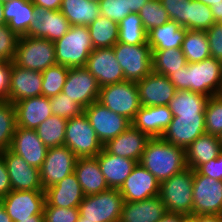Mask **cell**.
Here are the masks:
<instances>
[{"label":"cell","instance_id":"cell-1","mask_svg":"<svg viewBox=\"0 0 222 222\" xmlns=\"http://www.w3.org/2000/svg\"><path fill=\"white\" fill-rule=\"evenodd\" d=\"M176 90H190L208 97L218 95L222 85V62L210 56L198 63H188L168 76Z\"/></svg>","mask_w":222,"mask_h":222},{"label":"cell","instance_id":"cell-2","mask_svg":"<svg viewBox=\"0 0 222 222\" xmlns=\"http://www.w3.org/2000/svg\"><path fill=\"white\" fill-rule=\"evenodd\" d=\"M159 183L187 168L185 150L161 137L150 138L139 161Z\"/></svg>","mask_w":222,"mask_h":222},{"label":"cell","instance_id":"cell-3","mask_svg":"<svg viewBox=\"0 0 222 222\" xmlns=\"http://www.w3.org/2000/svg\"><path fill=\"white\" fill-rule=\"evenodd\" d=\"M54 46L56 63L68 68L85 67L94 50L87 26H71Z\"/></svg>","mask_w":222,"mask_h":222},{"label":"cell","instance_id":"cell-4","mask_svg":"<svg viewBox=\"0 0 222 222\" xmlns=\"http://www.w3.org/2000/svg\"><path fill=\"white\" fill-rule=\"evenodd\" d=\"M194 170L187 167L160 183L159 197L166 212L192 215Z\"/></svg>","mask_w":222,"mask_h":222},{"label":"cell","instance_id":"cell-5","mask_svg":"<svg viewBox=\"0 0 222 222\" xmlns=\"http://www.w3.org/2000/svg\"><path fill=\"white\" fill-rule=\"evenodd\" d=\"M13 63L24 69L43 72L57 64L54 42L46 38L20 36Z\"/></svg>","mask_w":222,"mask_h":222},{"label":"cell","instance_id":"cell-6","mask_svg":"<svg viewBox=\"0 0 222 222\" xmlns=\"http://www.w3.org/2000/svg\"><path fill=\"white\" fill-rule=\"evenodd\" d=\"M124 199L118 189L109 188L87 195L78 206L82 221L119 222Z\"/></svg>","mask_w":222,"mask_h":222},{"label":"cell","instance_id":"cell-7","mask_svg":"<svg viewBox=\"0 0 222 222\" xmlns=\"http://www.w3.org/2000/svg\"><path fill=\"white\" fill-rule=\"evenodd\" d=\"M64 145L77 158L96 157L103 149V144L84 112L67 121Z\"/></svg>","mask_w":222,"mask_h":222},{"label":"cell","instance_id":"cell-8","mask_svg":"<svg viewBox=\"0 0 222 222\" xmlns=\"http://www.w3.org/2000/svg\"><path fill=\"white\" fill-rule=\"evenodd\" d=\"M112 48L125 81L137 83L153 71L152 50L147 43L129 45L117 42Z\"/></svg>","mask_w":222,"mask_h":222},{"label":"cell","instance_id":"cell-9","mask_svg":"<svg viewBox=\"0 0 222 222\" xmlns=\"http://www.w3.org/2000/svg\"><path fill=\"white\" fill-rule=\"evenodd\" d=\"M97 101L131 122L141 107L136 82L131 81L100 87Z\"/></svg>","mask_w":222,"mask_h":222},{"label":"cell","instance_id":"cell-10","mask_svg":"<svg viewBox=\"0 0 222 222\" xmlns=\"http://www.w3.org/2000/svg\"><path fill=\"white\" fill-rule=\"evenodd\" d=\"M192 215H222V181L194 170Z\"/></svg>","mask_w":222,"mask_h":222},{"label":"cell","instance_id":"cell-11","mask_svg":"<svg viewBox=\"0 0 222 222\" xmlns=\"http://www.w3.org/2000/svg\"><path fill=\"white\" fill-rule=\"evenodd\" d=\"M84 113L103 145L132 125L129 119L112 112L98 101L85 108Z\"/></svg>","mask_w":222,"mask_h":222},{"label":"cell","instance_id":"cell-12","mask_svg":"<svg viewBox=\"0 0 222 222\" xmlns=\"http://www.w3.org/2000/svg\"><path fill=\"white\" fill-rule=\"evenodd\" d=\"M76 160V155L65 145L48 148L46 158L39 169L43 189L55 185L73 173Z\"/></svg>","mask_w":222,"mask_h":222},{"label":"cell","instance_id":"cell-13","mask_svg":"<svg viewBox=\"0 0 222 222\" xmlns=\"http://www.w3.org/2000/svg\"><path fill=\"white\" fill-rule=\"evenodd\" d=\"M8 216L13 222L30 219L31 216L43 214L45 205L44 190H11L0 199Z\"/></svg>","mask_w":222,"mask_h":222},{"label":"cell","instance_id":"cell-14","mask_svg":"<svg viewBox=\"0 0 222 222\" xmlns=\"http://www.w3.org/2000/svg\"><path fill=\"white\" fill-rule=\"evenodd\" d=\"M100 85L85 67L69 68L62 93L83 109L98 100Z\"/></svg>","mask_w":222,"mask_h":222},{"label":"cell","instance_id":"cell-15","mask_svg":"<svg viewBox=\"0 0 222 222\" xmlns=\"http://www.w3.org/2000/svg\"><path fill=\"white\" fill-rule=\"evenodd\" d=\"M70 27V22L60 10L53 11L35 6L33 20L25 35L46 38L51 42H55L66 34Z\"/></svg>","mask_w":222,"mask_h":222},{"label":"cell","instance_id":"cell-16","mask_svg":"<svg viewBox=\"0 0 222 222\" xmlns=\"http://www.w3.org/2000/svg\"><path fill=\"white\" fill-rule=\"evenodd\" d=\"M205 133V115H181L173 116L161 138L186 150L192 142Z\"/></svg>","mask_w":222,"mask_h":222},{"label":"cell","instance_id":"cell-17","mask_svg":"<svg viewBox=\"0 0 222 222\" xmlns=\"http://www.w3.org/2000/svg\"><path fill=\"white\" fill-rule=\"evenodd\" d=\"M85 68L97 79L100 87L125 81L123 70L112 47L94 49Z\"/></svg>","mask_w":222,"mask_h":222},{"label":"cell","instance_id":"cell-18","mask_svg":"<svg viewBox=\"0 0 222 222\" xmlns=\"http://www.w3.org/2000/svg\"><path fill=\"white\" fill-rule=\"evenodd\" d=\"M0 155L5 161L12 190H44L39 169L30 166L10 149L0 151Z\"/></svg>","mask_w":222,"mask_h":222},{"label":"cell","instance_id":"cell-19","mask_svg":"<svg viewBox=\"0 0 222 222\" xmlns=\"http://www.w3.org/2000/svg\"><path fill=\"white\" fill-rule=\"evenodd\" d=\"M159 188L160 183L156 177L137 163L118 190L124 201L138 202L158 196Z\"/></svg>","mask_w":222,"mask_h":222},{"label":"cell","instance_id":"cell-20","mask_svg":"<svg viewBox=\"0 0 222 222\" xmlns=\"http://www.w3.org/2000/svg\"><path fill=\"white\" fill-rule=\"evenodd\" d=\"M136 85L141 106L169 105L177 91L167 76L153 71Z\"/></svg>","mask_w":222,"mask_h":222},{"label":"cell","instance_id":"cell-21","mask_svg":"<svg viewBox=\"0 0 222 222\" xmlns=\"http://www.w3.org/2000/svg\"><path fill=\"white\" fill-rule=\"evenodd\" d=\"M9 149L37 169H40L43 164L48 150L38 137L36 130L18 126L15 128Z\"/></svg>","mask_w":222,"mask_h":222},{"label":"cell","instance_id":"cell-22","mask_svg":"<svg viewBox=\"0 0 222 222\" xmlns=\"http://www.w3.org/2000/svg\"><path fill=\"white\" fill-rule=\"evenodd\" d=\"M44 207L78 208L85 195L75 173L44 190Z\"/></svg>","mask_w":222,"mask_h":222},{"label":"cell","instance_id":"cell-23","mask_svg":"<svg viewBox=\"0 0 222 222\" xmlns=\"http://www.w3.org/2000/svg\"><path fill=\"white\" fill-rule=\"evenodd\" d=\"M149 139L147 134L130 125L116 138L107 141L103 148L108 153L129 158L139 163Z\"/></svg>","mask_w":222,"mask_h":222},{"label":"cell","instance_id":"cell-24","mask_svg":"<svg viewBox=\"0 0 222 222\" xmlns=\"http://www.w3.org/2000/svg\"><path fill=\"white\" fill-rule=\"evenodd\" d=\"M42 72L21 68L13 63L10 76V102L42 96Z\"/></svg>","mask_w":222,"mask_h":222},{"label":"cell","instance_id":"cell-25","mask_svg":"<svg viewBox=\"0 0 222 222\" xmlns=\"http://www.w3.org/2000/svg\"><path fill=\"white\" fill-rule=\"evenodd\" d=\"M172 119L173 114L168 105L141 106L131 123L150 138H155L162 136Z\"/></svg>","mask_w":222,"mask_h":222},{"label":"cell","instance_id":"cell-26","mask_svg":"<svg viewBox=\"0 0 222 222\" xmlns=\"http://www.w3.org/2000/svg\"><path fill=\"white\" fill-rule=\"evenodd\" d=\"M16 111V125L34 129L52 115L49 98L31 97L13 103Z\"/></svg>","mask_w":222,"mask_h":222},{"label":"cell","instance_id":"cell-27","mask_svg":"<svg viewBox=\"0 0 222 222\" xmlns=\"http://www.w3.org/2000/svg\"><path fill=\"white\" fill-rule=\"evenodd\" d=\"M109 188L119 189L138 163L135 160L108 153L104 148L96 156Z\"/></svg>","mask_w":222,"mask_h":222},{"label":"cell","instance_id":"cell-28","mask_svg":"<svg viewBox=\"0 0 222 222\" xmlns=\"http://www.w3.org/2000/svg\"><path fill=\"white\" fill-rule=\"evenodd\" d=\"M165 213L159 196L138 202L124 201L119 222H158Z\"/></svg>","mask_w":222,"mask_h":222},{"label":"cell","instance_id":"cell-29","mask_svg":"<svg viewBox=\"0 0 222 222\" xmlns=\"http://www.w3.org/2000/svg\"><path fill=\"white\" fill-rule=\"evenodd\" d=\"M74 173L85 196L109 189L96 157L77 158Z\"/></svg>","mask_w":222,"mask_h":222},{"label":"cell","instance_id":"cell-30","mask_svg":"<svg viewBox=\"0 0 222 222\" xmlns=\"http://www.w3.org/2000/svg\"><path fill=\"white\" fill-rule=\"evenodd\" d=\"M222 153L218 136L202 134L185 150L187 167L197 170L201 165L217 158Z\"/></svg>","mask_w":222,"mask_h":222},{"label":"cell","instance_id":"cell-31","mask_svg":"<svg viewBox=\"0 0 222 222\" xmlns=\"http://www.w3.org/2000/svg\"><path fill=\"white\" fill-rule=\"evenodd\" d=\"M4 19L19 37L24 36L33 20L35 5L31 0H10L3 4Z\"/></svg>","mask_w":222,"mask_h":222},{"label":"cell","instance_id":"cell-32","mask_svg":"<svg viewBox=\"0 0 222 222\" xmlns=\"http://www.w3.org/2000/svg\"><path fill=\"white\" fill-rule=\"evenodd\" d=\"M186 31V28L170 20L147 32V44L151 50L181 48Z\"/></svg>","mask_w":222,"mask_h":222},{"label":"cell","instance_id":"cell-33","mask_svg":"<svg viewBox=\"0 0 222 222\" xmlns=\"http://www.w3.org/2000/svg\"><path fill=\"white\" fill-rule=\"evenodd\" d=\"M60 11L71 26H88L101 15L99 4L88 0H62Z\"/></svg>","mask_w":222,"mask_h":222},{"label":"cell","instance_id":"cell-34","mask_svg":"<svg viewBox=\"0 0 222 222\" xmlns=\"http://www.w3.org/2000/svg\"><path fill=\"white\" fill-rule=\"evenodd\" d=\"M209 97L190 90L176 91L169 103L173 116L205 115V108Z\"/></svg>","mask_w":222,"mask_h":222},{"label":"cell","instance_id":"cell-35","mask_svg":"<svg viewBox=\"0 0 222 222\" xmlns=\"http://www.w3.org/2000/svg\"><path fill=\"white\" fill-rule=\"evenodd\" d=\"M87 27L94 49L111 48L118 42V23L109 18L100 15Z\"/></svg>","mask_w":222,"mask_h":222},{"label":"cell","instance_id":"cell-36","mask_svg":"<svg viewBox=\"0 0 222 222\" xmlns=\"http://www.w3.org/2000/svg\"><path fill=\"white\" fill-rule=\"evenodd\" d=\"M181 49L188 63H198L211 56L206 31L187 30Z\"/></svg>","mask_w":222,"mask_h":222},{"label":"cell","instance_id":"cell-37","mask_svg":"<svg viewBox=\"0 0 222 222\" xmlns=\"http://www.w3.org/2000/svg\"><path fill=\"white\" fill-rule=\"evenodd\" d=\"M153 72L169 76L188 64L181 48L152 50Z\"/></svg>","mask_w":222,"mask_h":222},{"label":"cell","instance_id":"cell-38","mask_svg":"<svg viewBox=\"0 0 222 222\" xmlns=\"http://www.w3.org/2000/svg\"><path fill=\"white\" fill-rule=\"evenodd\" d=\"M67 121L58 115H51L36 128L38 137L47 148L64 145Z\"/></svg>","mask_w":222,"mask_h":222},{"label":"cell","instance_id":"cell-39","mask_svg":"<svg viewBox=\"0 0 222 222\" xmlns=\"http://www.w3.org/2000/svg\"><path fill=\"white\" fill-rule=\"evenodd\" d=\"M118 42L139 45L147 43V32L138 13H130L119 24Z\"/></svg>","mask_w":222,"mask_h":222},{"label":"cell","instance_id":"cell-40","mask_svg":"<svg viewBox=\"0 0 222 222\" xmlns=\"http://www.w3.org/2000/svg\"><path fill=\"white\" fill-rule=\"evenodd\" d=\"M69 68L60 64L48 67L42 72V96L54 97L62 92Z\"/></svg>","mask_w":222,"mask_h":222},{"label":"cell","instance_id":"cell-41","mask_svg":"<svg viewBox=\"0 0 222 222\" xmlns=\"http://www.w3.org/2000/svg\"><path fill=\"white\" fill-rule=\"evenodd\" d=\"M16 126L14 104L0 101V151L10 148Z\"/></svg>","mask_w":222,"mask_h":222},{"label":"cell","instance_id":"cell-42","mask_svg":"<svg viewBox=\"0 0 222 222\" xmlns=\"http://www.w3.org/2000/svg\"><path fill=\"white\" fill-rule=\"evenodd\" d=\"M215 23L209 6L196 0L189 1L188 30L207 31Z\"/></svg>","mask_w":222,"mask_h":222},{"label":"cell","instance_id":"cell-43","mask_svg":"<svg viewBox=\"0 0 222 222\" xmlns=\"http://www.w3.org/2000/svg\"><path fill=\"white\" fill-rule=\"evenodd\" d=\"M146 32L170 21L160 0H149L138 12Z\"/></svg>","mask_w":222,"mask_h":222},{"label":"cell","instance_id":"cell-44","mask_svg":"<svg viewBox=\"0 0 222 222\" xmlns=\"http://www.w3.org/2000/svg\"><path fill=\"white\" fill-rule=\"evenodd\" d=\"M205 132L218 137L222 133V98L219 95L211 96L207 101Z\"/></svg>","mask_w":222,"mask_h":222},{"label":"cell","instance_id":"cell-45","mask_svg":"<svg viewBox=\"0 0 222 222\" xmlns=\"http://www.w3.org/2000/svg\"><path fill=\"white\" fill-rule=\"evenodd\" d=\"M52 115H58L66 120L75 116H79L84 112V109L64 93L49 98Z\"/></svg>","mask_w":222,"mask_h":222},{"label":"cell","instance_id":"cell-46","mask_svg":"<svg viewBox=\"0 0 222 222\" xmlns=\"http://www.w3.org/2000/svg\"><path fill=\"white\" fill-rule=\"evenodd\" d=\"M101 16L119 22L130 14V0H101L99 3Z\"/></svg>","mask_w":222,"mask_h":222},{"label":"cell","instance_id":"cell-47","mask_svg":"<svg viewBox=\"0 0 222 222\" xmlns=\"http://www.w3.org/2000/svg\"><path fill=\"white\" fill-rule=\"evenodd\" d=\"M189 1L190 0H160L161 4L168 12L170 20L175 21L187 30Z\"/></svg>","mask_w":222,"mask_h":222},{"label":"cell","instance_id":"cell-48","mask_svg":"<svg viewBox=\"0 0 222 222\" xmlns=\"http://www.w3.org/2000/svg\"><path fill=\"white\" fill-rule=\"evenodd\" d=\"M19 36L8 25L0 26V60L13 61Z\"/></svg>","mask_w":222,"mask_h":222},{"label":"cell","instance_id":"cell-49","mask_svg":"<svg viewBox=\"0 0 222 222\" xmlns=\"http://www.w3.org/2000/svg\"><path fill=\"white\" fill-rule=\"evenodd\" d=\"M44 222H77L78 208L44 207Z\"/></svg>","mask_w":222,"mask_h":222},{"label":"cell","instance_id":"cell-50","mask_svg":"<svg viewBox=\"0 0 222 222\" xmlns=\"http://www.w3.org/2000/svg\"><path fill=\"white\" fill-rule=\"evenodd\" d=\"M210 53L213 58L222 61V27L215 23L206 31Z\"/></svg>","mask_w":222,"mask_h":222},{"label":"cell","instance_id":"cell-51","mask_svg":"<svg viewBox=\"0 0 222 222\" xmlns=\"http://www.w3.org/2000/svg\"><path fill=\"white\" fill-rule=\"evenodd\" d=\"M13 61L0 60V101H10V76Z\"/></svg>","mask_w":222,"mask_h":222},{"label":"cell","instance_id":"cell-52","mask_svg":"<svg viewBox=\"0 0 222 222\" xmlns=\"http://www.w3.org/2000/svg\"><path fill=\"white\" fill-rule=\"evenodd\" d=\"M197 171L201 175H206L215 180L222 181V153L217 158L201 165Z\"/></svg>","mask_w":222,"mask_h":222},{"label":"cell","instance_id":"cell-53","mask_svg":"<svg viewBox=\"0 0 222 222\" xmlns=\"http://www.w3.org/2000/svg\"><path fill=\"white\" fill-rule=\"evenodd\" d=\"M12 190L7 167L3 157L0 155V199Z\"/></svg>","mask_w":222,"mask_h":222},{"label":"cell","instance_id":"cell-54","mask_svg":"<svg viewBox=\"0 0 222 222\" xmlns=\"http://www.w3.org/2000/svg\"><path fill=\"white\" fill-rule=\"evenodd\" d=\"M35 6H40L48 10H60L62 0H31Z\"/></svg>","mask_w":222,"mask_h":222},{"label":"cell","instance_id":"cell-55","mask_svg":"<svg viewBox=\"0 0 222 222\" xmlns=\"http://www.w3.org/2000/svg\"><path fill=\"white\" fill-rule=\"evenodd\" d=\"M184 216L181 213L166 212L158 222H181Z\"/></svg>","mask_w":222,"mask_h":222},{"label":"cell","instance_id":"cell-56","mask_svg":"<svg viewBox=\"0 0 222 222\" xmlns=\"http://www.w3.org/2000/svg\"><path fill=\"white\" fill-rule=\"evenodd\" d=\"M196 222H222V215H196Z\"/></svg>","mask_w":222,"mask_h":222},{"label":"cell","instance_id":"cell-57","mask_svg":"<svg viewBox=\"0 0 222 222\" xmlns=\"http://www.w3.org/2000/svg\"><path fill=\"white\" fill-rule=\"evenodd\" d=\"M210 9L212 11L214 20L216 23H219L222 21V2H219L218 4H214L210 6Z\"/></svg>","mask_w":222,"mask_h":222},{"label":"cell","instance_id":"cell-58","mask_svg":"<svg viewBox=\"0 0 222 222\" xmlns=\"http://www.w3.org/2000/svg\"><path fill=\"white\" fill-rule=\"evenodd\" d=\"M149 0H130V12L138 13Z\"/></svg>","mask_w":222,"mask_h":222},{"label":"cell","instance_id":"cell-59","mask_svg":"<svg viewBox=\"0 0 222 222\" xmlns=\"http://www.w3.org/2000/svg\"><path fill=\"white\" fill-rule=\"evenodd\" d=\"M0 222H13L12 219L8 216L7 211L5 210L1 201H0Z\"/></svg>","mask_w":222,"mask_h":222},{"label":"cell","instance_id":"cell-60","mask_svg":"<svg viewBox=\"0 0 222 222\" xmlns=\"http://www.w3.org/2000/svg\"><path fill=\"white\" fill-rule=\"evenodd\" d=\"M18 222H44V216L43 214H37L31 216L30 219H20Z\"/></svg>","mask_w":222,"mask_h":222},{"label":"cell","instance_id":"cell-61","mask_svg":"<svg viewBox=\"0 0 222 222\" xmlns=\"http://www.w3.org/2000/svg\"><path fill=\"white\" fill-rule=\"evenodd\" d=\"M196 1H199L203 4H206L209 7L214 5V4H218L219 2H222V0H196Z\"/></svg>","mask_w":222,"mask_h":222},{"label":"cell","instance_id":"cell-62","mask_svg":"<svg viewBox=\"0 0 222 222\" xmlns=\"http://www.w3.org/2000/svg\"><path fill=\"white\" fill-rule=\"evenodd\" d=\"M181 222H196V215H185Z\"/></svg>","mask_w":222,"mask_h":222},{"label":"cell","instance_id":"cell-63","mask_svg":"<svg viewBox=\"0 0 222 222\" xmlns=\"http://www.w3.org/2000/svg\"><path fill=\"white\" fill-rule=\"evenodd\" d=\"M6 24L7 23L5 22V19H4L3 4L0 2V26L6 25Z\"/></svg>","mask_w":222,"mask_h":222},{"label":"cell","instance_id":"cell-64","mask_svg":"<svg viewBox=\"0 0 222 222\" xmlns=\"http://www.w3.org/2000/svg\"><path fill=\"white\" fill-rule=\"evenodd\" d=\"M77 222H90V221H82V217L79 215Z\"/></svg>","mask_w":222,"mask_h":222},{"label":"cell","instance_id":"cell-65","mask_svg":"<svg viewBox=\"0 0 222 222\" xmlns=\"http://www.w3.org/2000/svg\"><path fill=\"white\" fill-rule=\"evenodd\" d=\"M218 95L222 98V85H221V89Z\"/></svg>","mask_w":222,"mask_h":222},{"label":"cell","instance_id":"cell-66","mask_svg":"<svg viewBox=\"0 0 222 222\" xmlns=\"http://www.w3.org/2000/svg\"><path fill=\"white\" fill-rule=\"evenodd\" d=\"M8 1H10V0H0V2H1L2 4L6 3V2H8Z\"/></svg>","mask_w":222,"mask_h":222},{"label":"cell","instance_id":"cell-67","mask_svg":"<svg viewBox=\"0 0 222 222\" xmlns=\"http://www.w3.org/2000/svg\"><path fill=\"white\" fill-rule=\"evenodd\" d=\"M88 1H90V2H97V3H99L101 0H88Z\"/></svg>","mask_w":222,"mask_h":222},{"label":"cell","instance_id":"cell-68","mask_svg":"<svg viewBox=\"0 0 222 222\" xmlns=\"http://www.w3.org/2000/svg\"><path fill=\"white\" fill-rule=\"evenodd\" d=\"M219 140H220L221 146H222V133H221L220 136H219Z\"/></svg>","mask_w":222,"mask_h":222}]
</instances>
